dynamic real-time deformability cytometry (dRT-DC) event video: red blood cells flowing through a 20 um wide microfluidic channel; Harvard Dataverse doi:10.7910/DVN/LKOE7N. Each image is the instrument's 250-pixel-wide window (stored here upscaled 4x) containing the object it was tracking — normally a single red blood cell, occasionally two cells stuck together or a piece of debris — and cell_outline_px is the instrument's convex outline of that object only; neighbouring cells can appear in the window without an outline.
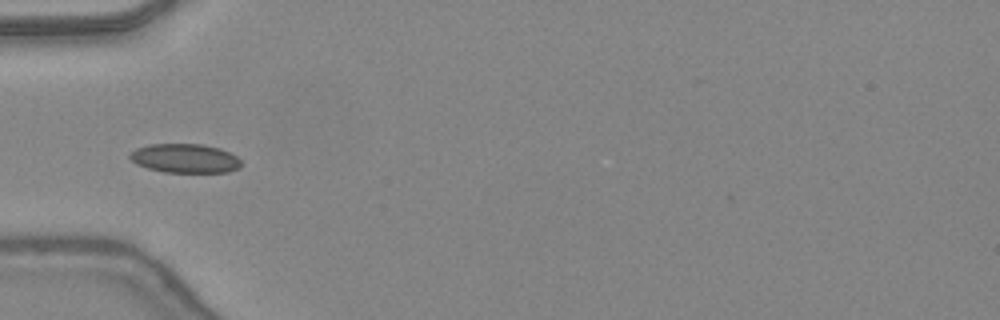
{"species": "common noctule bat (a hibernating species)", "species_latin": "Nyctalus noctula", "temperature_condition": "warm", "stored_images_in_passage": 32, "camera_frame_rate_fps": 3000, "um_per_image_px": 0.085, "animal": {"sex": "female", "body_mass_g": 24.6, "forearm_length_mm": 56.2}, "frame": {"image": 1, "passage_image": 1, "time_ms": 0.0, "image_size_px": [1000, 320], "cell_outline_px": [[240, 168], [228, 172], [164, 172], [148, 168], [136, 164], [128, 156], [136, 148], [148, 144], [204, 144], [220, 148], [236, 156], [240, 160]], "centroid_in_image_um": [15.72, 13.45], "position_along_channel_um": 69.3, "area_um2": 18.84}}
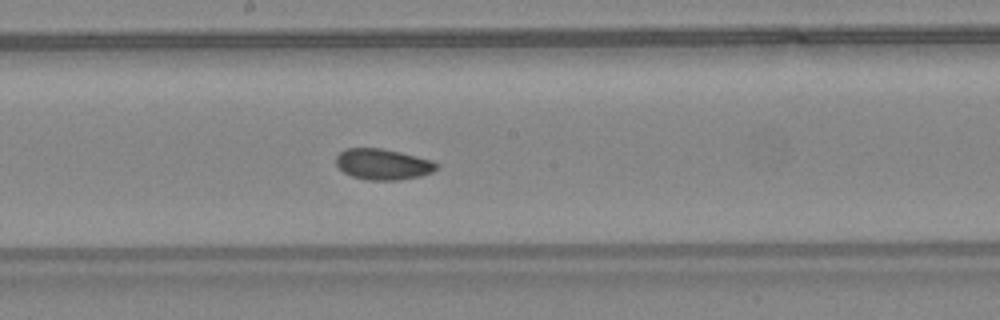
{"frame": {"image": 2, "passage_image": 11, "time_ms": 3.333, "image_size_px": [1000, 320], "cell_outline_px": [[440, 168], [432, 172], [420, 176], [400, 180], [364, 180], [352, 176], [344, 172], [336, 164], [336, 156], [344, 148], [380, 148], [400, 152], [432, 160], [440, 164]], "centroid_in_image_um": [32.57, 13.96], "position_along_channel_um": 215.6, "area_um2": 18.26}}
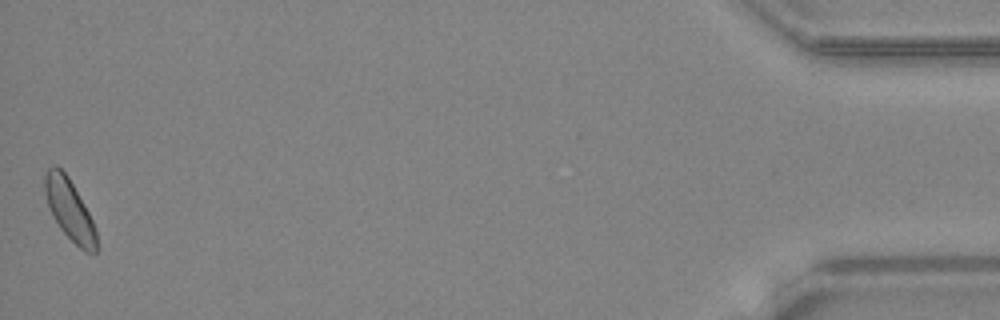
{"frame": {"image": 3, "passage_image": 32, "time_ms": 10.333, "image_size_px": [1000, 320], "cell_outline_px": [[96, 252], [84, 252], [60, 228], [52, 216], [44, 192], [44, 176], [48, 168], [52, 164], [56, 164], [68, 176], [84, 204], [92, 220], [96, 232]], "centroid_in_image_um": [5.88, 17.78], "position_along_channel_um": 429.3, "area_um2": 18.09}, "authors_computed_cell_mechanics": {"area_um2": 18.0914, "velocity_mm_per_s": 4.3945, "shape_relaxation_time_tau1_ms": 7.3951, "shape_relaxation_time_tau2_ms": 3.6766, "deformation_change_tau1": 0.1094, "deformation_change_tau2": 0.0726}}